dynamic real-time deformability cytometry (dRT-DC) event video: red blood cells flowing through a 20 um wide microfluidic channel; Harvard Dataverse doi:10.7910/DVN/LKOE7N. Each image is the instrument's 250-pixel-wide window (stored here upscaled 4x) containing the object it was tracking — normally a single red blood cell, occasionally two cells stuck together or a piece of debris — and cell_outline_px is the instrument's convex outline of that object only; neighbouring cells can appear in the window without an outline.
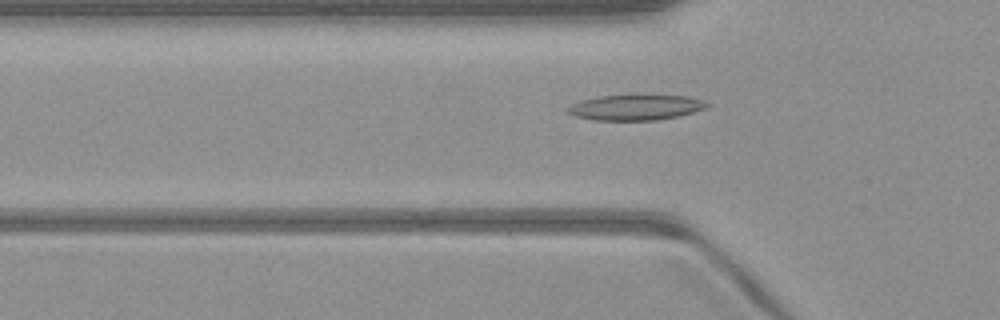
{"species": "common noctule bat (a hibernating species)", "species_latin": "Nyctalus noctula", "temperature_condition": "warm", "stored_images_in_passage": 50, "camera_frame_rate_fps": 3000, "um_per_image_px": 0.085, "animal": {"sex": "male", "body_mass_g": 23.1, "forearm_length_mm": 52.7}, "frame": {"image": 1, "passage_image": 16, "time_ms": 5.0, "image_size_px": [1000, 320], "cell_outline_px": [[712, 104], [708, 108], [676, 116], [656, 120], [592, 120], [576, 116], [568, 112], [564, 108], [580, 100], [600, 96], [688, 96], [704, 100]], "centroid_in_image_um": [54.03, 9.13], "position_along_channel_um": 71.8, "area_um2": 20.46}}
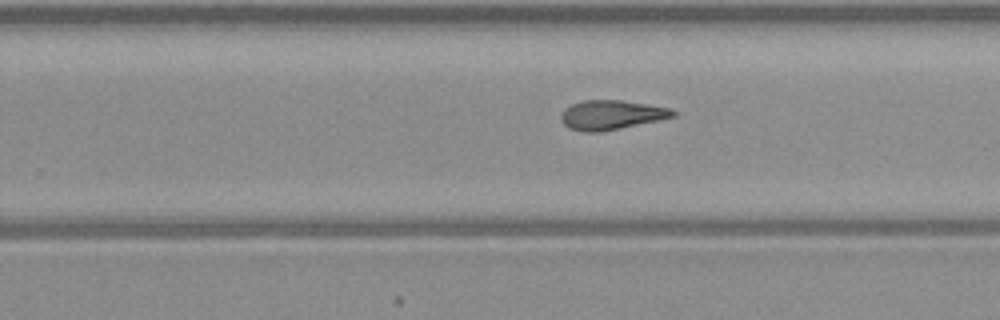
{"frame": {"image": 2, "passage_image": 31, "time_ms": 10.0, "image_size_px": [1000, 320], "cell_outline_px": [[676, 116], [660, 120], [600, 132], [584, 132], [568, 128], [560, 120], [560, 116], [564, 108], [572, 104], [584, 100], [620, 100], [672, 108], [676, 112]], "centroid_in_image_um": [51.95, 9.77], "position_along_channel_um": 277.8, "area_um2": 19.25}}
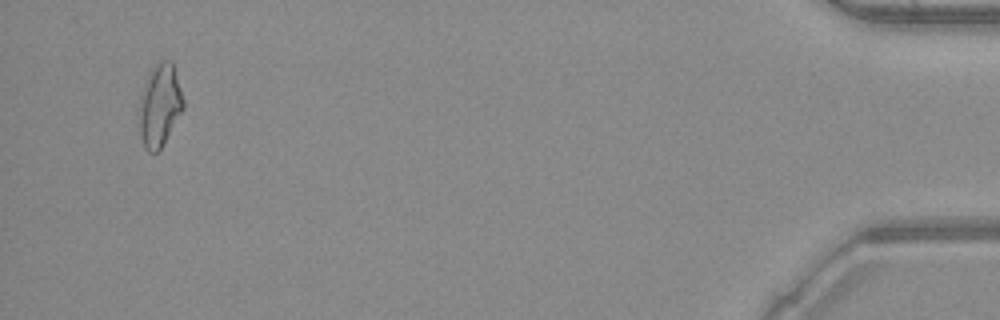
{"frame": {"image": 3, "passage_image": 48, "time_ms": 15.667, "image_size_px": [1000, 320], "cell_outline_px": [[184, 108], [160, 148], [156, 152], [148, 152], [144, 148], [140, 136], [136, 116], [136, 112], [148, 76], [152, 68], [160, 60], [172, 60], [184, 100]], "centroid_in_image_um": [13.54, 8.97], "position_along_channel_um": 421.7, "area_um2": 21.33}, "authors_computed_cell_mechanics": {"area_um2": 19.8543, "velocity_mm_per_s": 4.0966, "shape_relaxation_time_tau1_ms": null, "shape_relaxation_time_tau2_ms": 5.8816, "deformation_change_tau1": null, "deformation_change_tau2": 0.1495}}